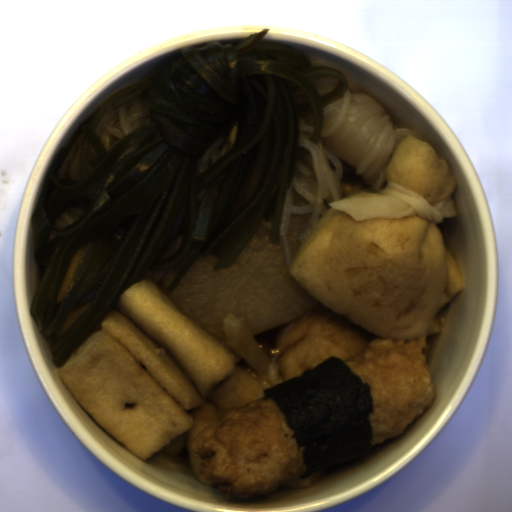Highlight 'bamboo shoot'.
<instances>
[{
    "label": "bamboo shoot",
    "mask_w": 512,
    "mask_h": 512,
    "mask_svg": "<svg viewBox=\"0 0 512 512\" xmlns=\"http://www.w3.org/2000/svg\"><path fill=\"white\" fill-rule=\"evenodd\" d=\"M221 330L226 346L236 351L257 373L266 375L274 365L270 356L261 347L251 330L234 313H226Z\"/></svg>",
    "instance_id": "obj_1"
}]
</instances>
